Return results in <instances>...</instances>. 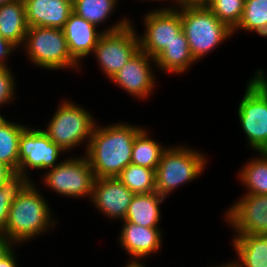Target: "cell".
Wrapping results in <instances>:
<instances>
[{
	"label": "cell",
	"mask_w": 267,
	"mask_h": 267,
	"mask_svg": "<svg viewBox=\"0 0 267 267\" xmlns=\"http://www.w3.org/2000/svg\"><path fill=\"white\" fill-rule=\"evenodd\" d=\"M28 31L23 0L0 6V35L17 49L22 46Z\"/></svg>",
	"instance_id": "cell-18"
},
{
	"label": "cell",
	"mask_w": 267,
	"mask_h": 267,
	"mask_svg": "<svg viewBox=\"0 0 267 267\" xmlns=\"http://www.w3.org/2000/svg\"><path fill=\"white\" fill-rule=\"evenodd\" d=\"M27 128L6 120L0 125V162L8 166L18 176L19 139Z\"/></svg>",
	"instance_id": "cell-22"
},
{
	"label": "cell",
	"mask_w": 267,
	"mask_h": 267,
	"mask_svg": "<svg viewBox=\"0 0 267 267\" xmlns=\"http://www.w3.org/2000/svg\"><path fill=\"white\" fill-rule=\"evenodd\" d=\"M96 122L90 112L69 100L62 101L47 128L42 130L62 150H71L85 140L86 150Z\"/></svg>",
	"instance_id": "cell-7"
},
{
	"label": "cell",
	"mask_w": 267,
	"mask_h": 267,
	"mask_svg": "<svg viewBox=\"0 0 267 267\" xmlns=\"http://www.w3.org/2000/svg\"><path fill=\"white\" fill-rule=\"evenodd\" d=\"M176 9L180 12L182 31L196 62L233 35V31L206 5H185Z\"/></svg>",
	"instance_id": "cell-3"
},
{
	"label": "cell",
	"mask_w": 267,
	"mask_h": 267,
	"mask_svg": "<svg viewBox=\"0 0 267 267\" xmlns=\"http://www.w3.org/2000/svg\"><path fill=\"white\" fill-rule=\"evenodd\" d=\"M141 261H130L128 264H126L125 267H146L143 265V263Z\"/></svg>",
	"instance_id": "cell-36"
},
{
	"label": "cell",
	"mask_w": 267,
	"mask_h": 267,
	"mask_svg": "<svg viewBox=\"0 0 267 267\" xmlns=\"http://www.w3.org/2000/svg\"><path fill=\"white\" fill-rule=\"evenodd\" d=\"M250 78L238 106V117L249 145L257 152L267 151V76L257 70Z\"/></svg>",
	"instance_id": "cell-4"
},
{
	"label": "cell",
	"mask_w": 267,
	"mask_h": 267,
	"mask_svg": "<svg viewBox=\"0 0 267 267\" xmlns=\"http://www.w3.org/2000/svg\"><path fill=\"white\" fill-rule=\"evenodd\" d=\"M7 119L6 118H4V116H2L1 114H0V125L3 123V122H5Z\"/></svg>",
	"instance_id": "cell-40"
},
{
	"label": "cell",
	"mask_w": 267,
	"mask_h": 267,
	"mask_svg": "<svg viewBox=\"0 0 267 267\" xmlns=\"http://www.w3.org/2000/svg\"><path fill=\"white\" fill-rule=\"evenodd\" d=\"M117 178L134 194L156 192V170L130 163Z\"/></svg>",
	"instance_id": "cell-24"
},
{
	"label": "cell",
	"mask_w": 267,
	"mask_h": 267,
	"mask_svg": "<svg viewBox=\"0 0 267 267\" xmlns=\"http://www.w3.org/2000/svg\"><path fill=\"white\" fill-rule=\"evenodd\" d=\"M28 27L63 29L73 12V0H23Z\"/></svg>",
	"instance_id": "cell-16"
},
{
	"label": "cell",
	"mask_w": 267,
	"mask_h": 267,
	"mask_svg": "<svg viewBox=\"0 0 267 267\" xmlns=\"http://www.w3.org/2000/svg\"><path fill=\"white\" fill-rule=\"evenodd\" d=\"M207 8L231 30L239 23L245 5V0H209Z\"/></svg>",
	"instance_id": "cell-28"
},
{
	"label": "cell",
	"mask_w": 267,
	"mask_h": 267,
	"mask_svg": "<svg viewBox=\"0 0 267 267\" xmlns=\"http://www.w3.org/2000/svg\"><path fill=\"white\" fill-rule=\"evenodd\" d=\"M206 159L192 148L167 147L156 168V192L166 198L181 184L193 181L204 172Z\"/></svg>",
	"instance_id": "cell-5"
},
{
	"label": "cell",
	"mask_w": 267,
	"mask_h": 267,
	"mask_svg": "<svg viewBox=\"0 0 267 267\" xmlns=\"http://www.w3.org/2000/svg\"><path fill=\"white\" fill-rule=\"evenodd\" d=\"M162 1V0H161ZM165 1V0H164ZM168 1V0H167ZM170 1V0H169ZM176 3V7L178 6H185L186 5V0H173Z\"/></svg>",
	"instance_id": "cell-38"
},
{
	"label": "cell",
	"mask_w": 267,
	"mask_h": 267,
	"mask_svg": "<svg viewBox=\"0 0 267 267\" xmlns=\"http://www.w3.org/2000/svg\"><path fill=\"white\" fill-rule=\"evenodd\" d=\"M24 50L35 66L50 70L81 67L71 56L63 29L28 27Z\"/></svg>",
	"instance_id": "cell-6"
},
{
	"label": "cell",
	"mask_w": 267,
	"mask_h": 267,
	"mask_svg": "<svg viewBox=\"0 0 267 267\" xmlns=\"http://www.w3.org/2000/svg\"><path fill=\"white\" fill-rule=\"evenodd\" d=\"M164 199L158 192L134 194L123 221L143 227H159L160 204Z\"/></svg>",
	"instance_id": "cell-20"
},
{
	"label": "cell",
	"mask_w": 267,
	"mask_h": 267,
	"mask_svg": "<svg viewBox=\"0 0 267 267\" xmlns=\"http://www.w3.org/2000/svg\"><path fill=\"white\" fill-rule=\"evenodd\" d=\"M13 1H15V0H0V6L7 4V3H10V2H13Z\"/></svg>",
	"instance_id": "cell-39"
},
{
	"label": "cell",
	"mask_w": 267,
	"mask_h": 267,
	"mask_svg": "<svg viewBox=\"0 0 267 267\" xmlns=\"http://www.w3.org/2000/svg\"><path fill=\"white\" fill-rule=\"evenodd\" d=\"M195 62L183 31L155 58L157 69L171 74L184 73Z\"/></svg>",
	"instance_id": "cell-21"
},
{
	"label": "cell",
	"mask_w": 267,
	"mask_h": 267,
	"mask_svg": "<svg viewBox=\"0 0 267 267\" xmlns=\"http://www.w3.org/2000/svg\"><path fill=\"white\" fill-rule=\"evenodd\" d=\"M239 29L267 37V0H245L244 10L233 35Z\"/></svg>",
	"instance_id": "cell-26"
},
{
	"label": "cell",
	"mask_w": 267,
	"mask_h": 267,
	"mask_svg": "<svg viewBox=\"0 0 267 267\" xmlns=\"http://www.w3.org/2000/svg\"><path fill=\"white\" fill-rule=\"evenodd\" d=\"M115 23L113 26L107 27V30L105 29L98 32L95 25L72 12L63 27L71 56L80 64L81 59L93 53L103 33L118 31L128 26L131 22L124 17L121 21L118 20V22Z\"/></svg>",
	"instance_id": "cell-13"
},
{
	"label": "cell",
	"mask_w": 267,
	"mask_h": 267,
	"mask_svg": "<svg viewBox=\"0 0 267 267\" xmlns=\"http://www.w3.org/2000/svg\"><path fill=\"white\" fill-rule=\"evenodd\" d=\"M13 77L14 74L8 67H0V107L14 100L16 83Z\"/></svg>",
	"instance_id": "cell-30"
},
{
	"label": "cell",
	"mask_w": 267,
	"mask_h": 267,
	"mask_svg": "<svg viewBox=\"0 0 267 267\" xmlns=\"http://www.w3.org/2000/svg\"><path fill=\"white\" fill-rule=\"evenodd\" d=\"M33 180L15 176L0 189V234L2 235L8 220L11 204L16 200L21 190Z\"/></svg>",
	"instance_id": "cell-29"
},
{
	"label": "cell",
	"mask_w": 267,
	"mask_h": 267,
	"mask_svg": "<svg viewBox=\"0 0 267 267\" xmlns=\"http://www.w3.org/2000/svg\"><path fill=\"white\" fill-rule=\"evenodd\" d=\"M214 267V266H212ZM216 267H238L237 263L232 261V262H229V263H225V264H222L220 266H216Z\"/></svg>",
	"instance_id": "cell-37"
},
{
	"label": "cell",
	"mask_w": 267,
	"mask_h": 267,
	"mask_svg": "<svg viewBox=\"0 0 267 267\" xmlns=\"http://www.w3.org/2000/svg\"><path fill=\"white\" fill-rule=\"evenodd\" d=\"M133 196L117 177L96 178L90 199L103 215L123 221Z\"/></svg>",
	"instance_id": "cell-15"
},
{
	"label": "cell",
	"mask_w": 267,
	"mask_h": 267,
	"mask_svg": "<svg viewBox=\"0 0 267 267\" xmlns=\"http://www.w3.org/2000/svg\"><path fill=\"white\" fill-rule=\"evenodd\" d=\"M15 176L16 174L8 166L0 162V189Z\"/></svg>",
	"instance_id": "cell-32"
},
{
	"label": "cell",
	"mask_w": 267,
	"mask_h": 267,
	"mask_svg": "<svg viewBox=\"0 0 267 267\" xmlns=\"http://www.w3.org/2000/svg\"><path fill=\"white\" fill-rule=\"evenodd\" d=\"M225 217L236 234L267 235V194H244Z\"/></svg>",
	"instance_id": "cell-12"
},
{
	"label": "cell",
	"mask_w": 267,
	"mask_h": 267,
	"mask_svg": "<svg viewBox=\"0 0 267 267\" xmlns=\"http://www.w3.org/2000/svg\"><path fill=\"white\" fill-rule=\"evenodd\" d=\"M148 130L142 129L135 137L131 163L156 170L166 147L149 137Z\"/></svg>",
	"instance_id": "cell-23"
},
{
	"label": "cell",
	"mask_w": 267,
	"mask_h": 267,
	"mask_svg": "<svg viewBox=\"0 0 267 267\" xmlns=\"http://www.w3.org/2000/svg\"><path fill=\"white\" fill-rule=\"evenodd\" d=\"M140 50L139 35L131 23L115 32L103 33L93 55L101 71L111 79Z\"/></svg>",
	"instance_id": "cell-9"
},
{
	"label": "cell",
	"mask_w": 267,
	"mask_h": 267,
	"mask_svg": "<svg viewBox=\"0 0 267 267\" xmlns=\"http://www.w3.org/2000/svg\"><path fill=\"white\" fill-rule=\"evenodd\" d=\"M259 154L260 158H252L239 172V179L248 191L245 194H267V155Z\"/></svg>",
	"instance_id": "cell-25"
},
{
	"label": "cell",
	"mask_w": 267,
	"mask_h": 267,
	"mask_svg": "<svg viewBox=\"0 0 267 267\" xmlns=\"http://www.w3.org/2000/svg\"><path fill=\"white\" fill-rule=\"evenodd\" d=\"M17 48L0 35V67H7L6 58Z\"/></svg>",
	"instance_id": "cell-31"
},
{
	"label": "cell",
	"mask_w": 267,
	"mask_h": 267,
	"mask_svg": "<svg viewBox=\"0 0 267 267\" xmlns=\"http://www.w3.org/2000/svg\"><path fill=\"white\" fill-rule=\"evenodd\" d=\"M30 181L18 194L9 209L8 220L2 235L13 245L24 243L54 227L50 206Z\"/></svg>",
	"instance_id": "cell-2"
},
{
	"label": "cell",
	"mask_w": 267,
	"mask_h": 267,
	"mask_svg": "<svg viewBox=\"0 0 267 267\" xmlns=\"http://www.w3.org/2000/svg\"><path fill=\"white\" fill-rule=\"evenodd\" d=\"M95 174L87 156L62 159L54 168L44 175L43 181L59 195L67 197L91 198Z\"/></svg>",
	"instance_id": "cell-8"
},
{
	"label": "cell",
	"mask_w": 267,
	"mask_h": 267,
	"mask_svg": "<svg viewBox=\"0 0 267 267\" xmlns=\"http://www.w3.org/2000/svg\"><path fill=\"white\" fill-rule=\"evenodd\" d=\"M209 0H186V5H205Z\"/></svg>",
	"instance_id": "cell-35"
},
{
	"label": "cell",
	"mask_w": 267,
	"mask_h": 267,
	"mask_svg": "<svg viewBox=\"0 0 267 267\" xmlns=\"http://www.w3.org/2000/svg\"><path fill=\"white\" fill-rule=\"evenodd\" d=\"M12 247V243L4 236L0 234V258L5 255Z\"/></svg>",
	"instance_id": "cell-34"
},
{
	"label": "cell",
	"mask_w": 267,
	"mask_h": 267,
	"mask_svg": "<svg viewBox=\"0 0 267 267\" xmlns=\"http://www.w3.org/2000/svg\"><path fill=\"white\" fill-rule=\"evenodd\" d=\"M118 0H73V12L96 27L109 19Z\"/></svg>",
	"instance_id": "cell-27"
},
{
	"label": "cell",
	"mask_w": 267,
	"mask_h": 267,
	"mask_svg": "<svg viewBox=\"0 0 267 267\" xmlns=\"http://www.w3.org/2000/svg\"><path fill=\"white\" fill-rule=\"evenodd\" d=\"M152 62L155 66V59L139 50L110 80L136 98H147L155 87Z\"/></svg>",
	"instance_id": "cell-14"
},
{
	"label": "cell",
	"mask_w": 267,
	"mask_h": 267,
	"mask_svg": "<svg viewBox=\"0 0 267 267\" xmlns=\"http://www.w3.org/2000/svg\"><path fill=\"white\" fill-rule=\"evenodd\" d=\"M144 21L140 50L155 59L182 31L180 12L174 6L158 8L148 12Z\"/></svg>",
	"instance_id": "cell-10"
},
{
	"label": "cell",
	"mask_w": 267,
	"mask_h": 267,
	"mask_svg": "<svg viewBox=\"0 0 267 267\" xmlns=\"http://www.w3.org/2000/svg\"><path fill=\"white\" fill-rule=\"evenodd\" d=\"M235 236L232 244L237 251L238 259L235 262L238 267H267V235L236 234Z\"/></svg>",
	"instance_id": "cell-19"
},
{
	"label": "cell",
	"mask_w": 267,
	"mask_h": 267,
	"mask_svg": "<svg viewBox=\"0 0 267 267\" xmlns=\"http://www.w3.org/2000/svg\"><path fill=\"white\" fill-rule=\"evenodd\" d=\"M142 129L122 122L95 125L85 153L96 178L117 177L131 163L134 139Z\"/></svg>",
	"instance_id": "cell-1"
},
{
	"label": "cell",
	"mask_w": 267,
	"mask_h": 267,
	"mask_svg": "<svg viewBox=\"0 0 267 267\" xmlns=\"http://www.w3.org/2000/svg\"><path fill=\"white\" fill-rule=\"evenodd\" d=\"M65 152L52 142L42 129H32L29 126L21 133L19 139L18 176L30 180L28 168H54L61 153Z\"/></svg>",
	"instance_id": "cell-11"
},
{
	"label": "cell",
	"mask_w": 267,
	"mask_h": 267,
	"mask_svg": "<svg viewBox=\"0 0 267 267\" xmlns=\"http://www.w3.org/2000/svg\"><path fill=\"white\" fill-rule=\"evenodd\" d=\"M13 248L0 258V267H17L16 255L14 254Z\"/></svg>",
	"instance_id": "cell-33"
},
{
	"label": "cell",
	"mask_w": 267,
	"mask_h": 267,
	"mask_svg": "<svg viewBox=\"0 0 267 267\" xmlns=\"http://www.w3.org/2000/svg\"><path fill=\"white\" fill-rule=\"evenodd\" d=\"M123 222L118 240L124 250L132 256V261H139L152 253L156 254L159 248L161 249L163 235L159 227H143L128 221Z\"/></svg>",
	"instance_id": "cell-17"
}]
</instances>
